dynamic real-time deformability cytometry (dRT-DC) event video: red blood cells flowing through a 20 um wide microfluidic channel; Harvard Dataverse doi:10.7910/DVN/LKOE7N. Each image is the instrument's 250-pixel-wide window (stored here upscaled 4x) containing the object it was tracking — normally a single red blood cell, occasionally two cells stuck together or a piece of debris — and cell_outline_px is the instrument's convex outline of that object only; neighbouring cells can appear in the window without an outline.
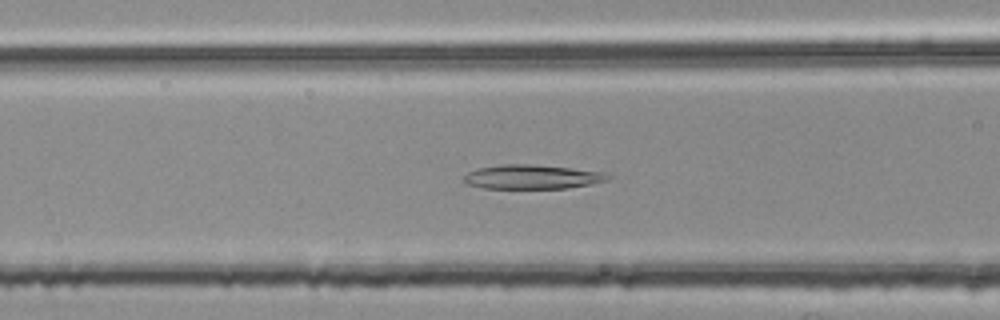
{"species": "common noctule bat (a hibernating species)", "species_latin": "Nyctalus noctula", "temperature_condition": "room temperature", "stored_images_in_passage": 42, "camera_frame_rate_fps": 3000, "um_per_image_px": 0.085, "animal": {"sex": "female", "body_mass_g": 25.1}, "frame": {"image": 1, "passage_image": 10, "time_ms": 3.0, "image_size_px": [1000, 320], "cell_outline_px": [[608, 180], [568, 188], [484, 188], [468, 184], [464, 180], [464, 176], [468, 172], [476, 168], [504, 164], [532, 164], [604, 172], [608, 176]], "centroid_in_image_um": [45.18, 15.03], "position_along_channel_um": 121.4, "area_um2": 20.0}}
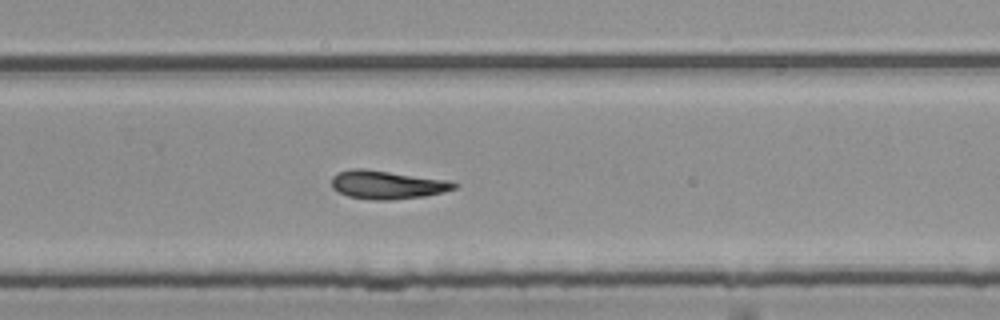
{"frame": {"image": 2, "passage_image": 24, "time_ms": 7.667, "image_size_px": [1000, 320], "cell_outline_px": [[460, 184], [456, 188], [444, 192], [424, 196], [392, 200], [372, 200], [348, 196], [332, 188], [332, 176], [336, 172], [356, 168], [364, 168], [448, 180]], "centroid_in_image_um": [32.91, 15.7], "position_along_channel_um": 296.9, "area_um2": 20.4}}
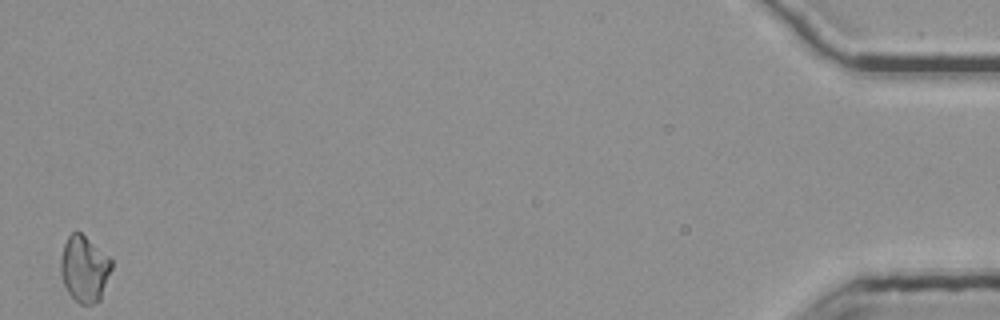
{"frame": {"image": 3, "passage_image": 42, "time_ms": 13.667, "image_size_px": [1000, 320], "cell_outline_px": [[112, 268], [100, 300], [92, 304], [80, 304], [68, 292], [64, 284], [60, 272], [60, 260], [64, 244], [68, 236], [72, 232], [80, 232], [112, 256]], "centroid_in_image_um": [7.19, 22.82], "position_along_channel_um": 428.0, "area_um2": 19.83}, "authors_computed_cell_mechanics": {"area_um2": 19.7965, "velocity_mm_per_s": 3.7635, "shape_relaxation_time_tau1_ms": null, "shape_relaxation_time_tau2_ms": 5.6036, "deformation_change_tau1": null, "deformation_change_tau2": 0.144}}